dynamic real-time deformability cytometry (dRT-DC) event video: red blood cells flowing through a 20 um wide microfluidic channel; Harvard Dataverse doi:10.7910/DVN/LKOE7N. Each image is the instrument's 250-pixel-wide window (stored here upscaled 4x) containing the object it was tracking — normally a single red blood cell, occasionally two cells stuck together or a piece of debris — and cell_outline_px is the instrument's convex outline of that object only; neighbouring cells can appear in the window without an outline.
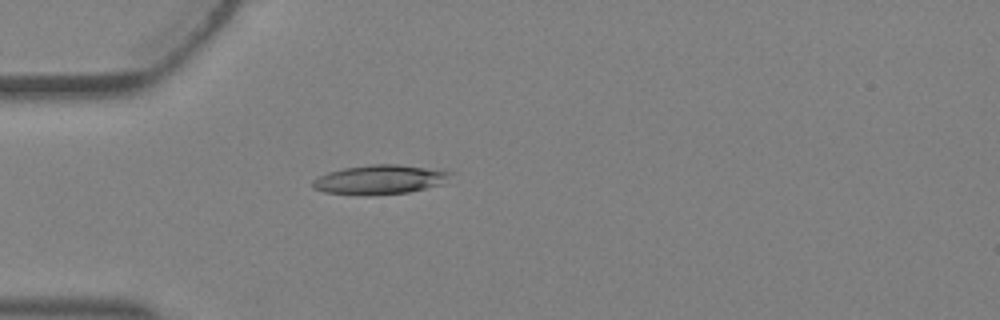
{"species": "Egyptian fruit bat (a non-hibernating species)", "species_latin": "Rousettus aegyptiacus", "temperature_condition": "warm", "stored_images_in_passage": 2, "camera_frame_rate_fps": 3000, "um_per_image_px": 0.085, "animal": {"sex": "female"}, "frame": {"image": 1, "passage_image": 2, "time_ms": 0.333, "image_size_px": [1000, 320], "cell_outline_px": [[452, 172], [440, 184], [408, 192], [368, 196], [324, 192], [312, 188], [312, 180], [328, 172], [344, 168], [372, 164], [396, 164]], "centroid_in_image_um": [32.17, 15.28], "position_along_channel_um": 52.8, "area_um2": 23.12}}